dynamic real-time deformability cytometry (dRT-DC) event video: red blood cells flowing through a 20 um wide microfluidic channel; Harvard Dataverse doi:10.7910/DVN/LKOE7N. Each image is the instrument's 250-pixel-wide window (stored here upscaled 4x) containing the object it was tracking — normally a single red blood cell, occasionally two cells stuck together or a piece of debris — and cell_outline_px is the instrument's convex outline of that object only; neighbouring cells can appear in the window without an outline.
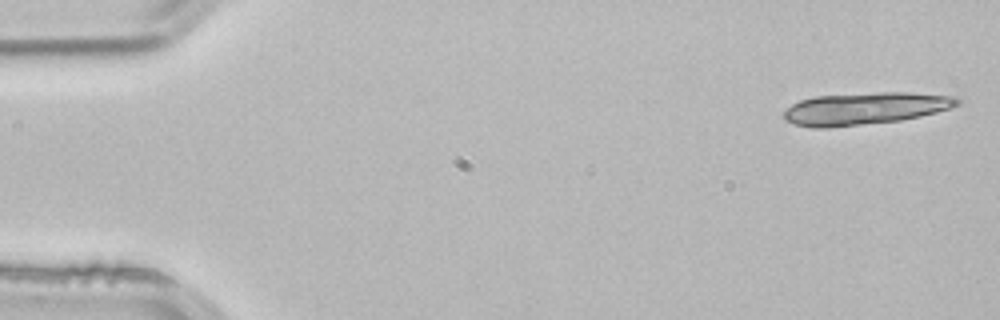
{"species": "common noctule bat (a hibernating species)", "species_latin": "Nyctalus noctula", "temperature_condition": "room temperature", "stored_images_in_passage": 4, "camera_frame_rate_fps": 3000, "um_per_image_px": 0.085, "animal": {"sex": "male", "body_mass_g": 21.5, "forearm_length_mm": 52.0}, "frame": {"image": 1, "passage_image": 1, "time_ms": 0.0, "image_size_px": [1000, 320], "cell_outline_px": [[960, 104], [936, 112], [920, 116], [900, 120], [828, 128], [812, 128], [792, 124], [784, 120], [784, 112], [792, 104], [800, 100], [816, 96], [880, 92], [908, 92], [952, 96], [960, 100]], "centroid_in_image_um": [73.48, 9.23], "position_along_channel_um": 11.5, "area_um2": 32.43}}